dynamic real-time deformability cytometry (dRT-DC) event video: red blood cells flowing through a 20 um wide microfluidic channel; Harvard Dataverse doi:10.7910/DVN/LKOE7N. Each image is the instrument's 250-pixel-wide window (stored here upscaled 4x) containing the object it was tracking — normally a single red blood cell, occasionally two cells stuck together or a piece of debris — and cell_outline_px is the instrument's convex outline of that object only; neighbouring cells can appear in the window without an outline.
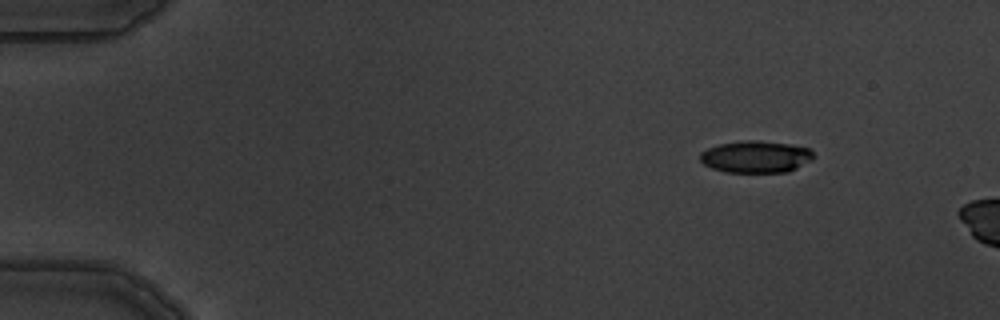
{"species": "common noctule bat (a hibernating species)", "species_latin": "Nyctalus noctula", "temperature_condition": "warm", "stored_images_in_passage": 4, "camera_frame_rate_fps": 3000, "um_per_image_px": 0.085, "animal": {"sex": "male", "body_mass_g": 19.5, "forearm_length_mm": 54.6}, "frame": {"image": 1, "passage_image": 1, "time_ms": 0.0, "image_size_px": [1000, 320], "cell_outline_px": [[816, 156], [812, 160], [788, 172], [724, 172], [712, 168], [704, 164], [700, 160], [700, 152], [708, 148], [720, 144], [744, 140], [756, 140], [792, 144], [812, 148]], "centroid_in_image_um": [64.29, 13.32], "position_along_channel_um": 20.7, "area_um2": 21.39}}